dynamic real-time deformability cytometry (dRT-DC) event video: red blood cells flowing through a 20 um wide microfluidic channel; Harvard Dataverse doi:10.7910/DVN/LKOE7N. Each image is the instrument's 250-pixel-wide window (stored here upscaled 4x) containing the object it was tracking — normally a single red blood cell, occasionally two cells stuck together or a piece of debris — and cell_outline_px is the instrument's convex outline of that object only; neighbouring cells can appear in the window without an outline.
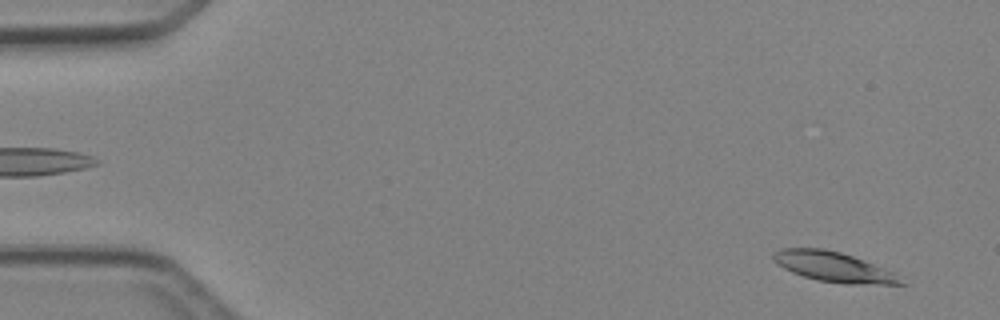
{"species": "Egyptian fruit bat (a non-hibernating species)", "species_latin": "Rousettus aegyptiacus", "temperature_condition": "cold", "stored_images_in_passage": 4, "camera_frame_rate_fps": 3000, "um_per_image_px": 0.085, "animal": {"sex": "female"}, "frame": {"image": 1, "passage_image": 4, "time_ms": 3.333, "image_size_px": [1000, 320], "cell_outline_px": [[908, 284], [844, 284], [816, 280], [792, 272], [776, 264], [772, 260], [772, 256], [776, 252], [784, 248], [824, 248], [840, 252], [852, 256], [892, 272]], "centroid_in_image_um": [70.81, 22.69], "position_along_channel_um": 14.2, "area_um2": 21.96}}